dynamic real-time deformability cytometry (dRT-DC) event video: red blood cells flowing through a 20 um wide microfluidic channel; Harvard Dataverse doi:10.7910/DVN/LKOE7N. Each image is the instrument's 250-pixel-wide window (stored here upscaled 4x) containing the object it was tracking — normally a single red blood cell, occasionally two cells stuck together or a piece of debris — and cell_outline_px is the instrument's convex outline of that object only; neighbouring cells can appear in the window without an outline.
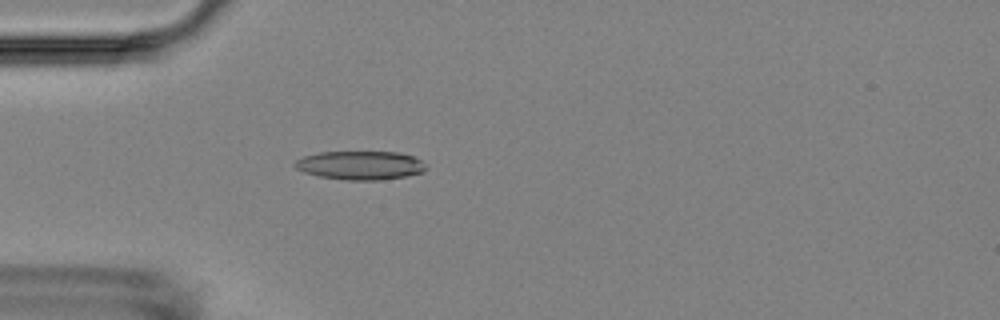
{"species": "Egyptian fruit bat (a non-hibernating species)", "species_latin": "Rousettus aegyptiacus", "temperature_condition": "room temperature", "stored_images_in_passage": 5, "camera_frame_rate_fps": 3000, "um_per_image_px": 0.085, "animal": {"sex": "female"}, "frame": {"image": 1, "passage_image": 5, "time_ms": 4.667, "image_size_px": [1000, 320], "cell_outline_px": [[428, 168], [424, 172], [404, 176], [380, 180], [348, 180], [320, 176], [304, 172], [296, 168], [292, 164], [296, 160], [304, 156], [320, 152], [400, 152], [412, 156], [420, 160]], "centroid_in_image_um": [30.63, 14.05], "position_along_channel_um": 54.4, "area_um2": 21.85}}